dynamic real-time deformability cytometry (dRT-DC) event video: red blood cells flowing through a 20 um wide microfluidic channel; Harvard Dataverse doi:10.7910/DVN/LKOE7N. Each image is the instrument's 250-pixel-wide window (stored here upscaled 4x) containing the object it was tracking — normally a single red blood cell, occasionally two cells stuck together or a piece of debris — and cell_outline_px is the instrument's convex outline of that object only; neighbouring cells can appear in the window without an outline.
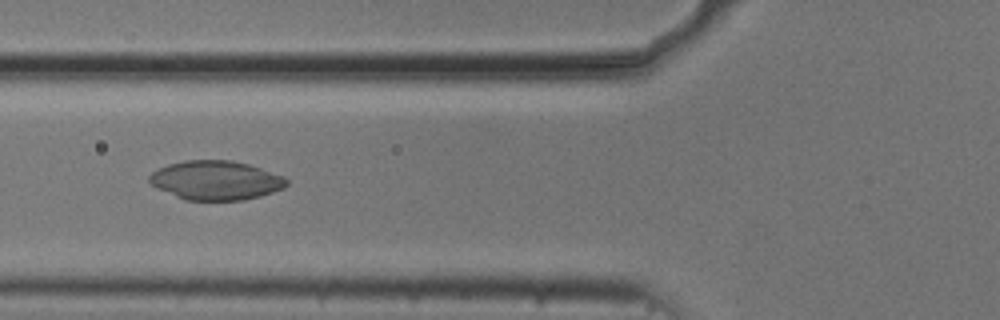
{"species": "common noctule bat (a hibernating species)", "species_latin": "Nyctalus noctula", "temperature_condition": "cold", "stored_images_in_passage": 53, "camera_frame_rate_fps": 3000, "um_per_image_px": 0.085, "animal": {"sex": "male", "body_mass_g": 20.5, "forearm_length_mm": 52.5}, "frame": {"image": 1, "passage_image": 20, "time_ms": 6.333, "image_size_px": [1000, 320], "cell_outline_px": [[288, 184], [284, 188], [260, 196], [244, 200], [184, 200], [156, 188], [148, 180], [148, 176], [152, 172], [168, 164], [184, 160], [232, 160], [248, 164], [284, 176], [288, 180]], "centroid_in_image_um": [18.34, 15.33], "position_along_channel_um": 107.5, "area_um2": 31.39}}
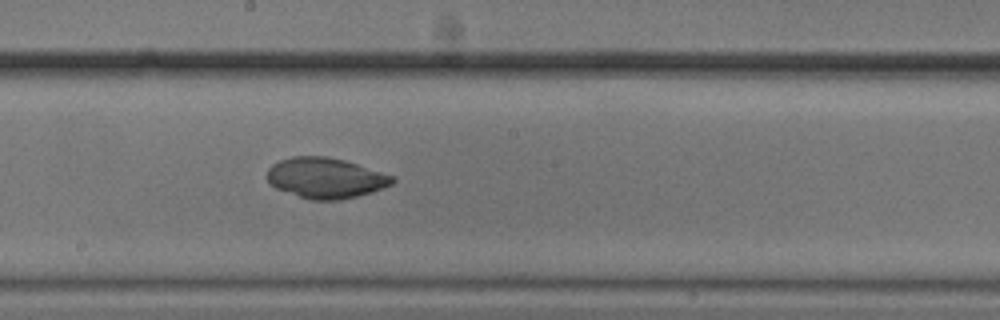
{"frame": {"image": 2, "passage_image": 29, "time_ms": 9.333, "image_size_px": [1000, 320], "cell_outline_px": [[396, 180], [392, 184], [372, 192], [340, 200], [312, 200], [276, 188], [268, 180], [268, 168], [272, 164], [280, 160], [292, 156], [324, 156], [344, 160], [396, 176]], "centroid_in_image_um": [27.71, 15.12], "position_along_channel_um": 220.5, "area_um2": 29.42}}
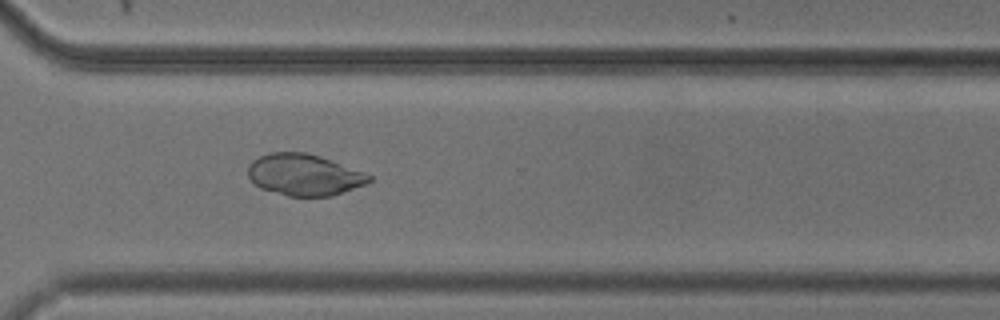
{"frame": {"image": 3, "passage_image": 39, "time_ms": 12.667, "image_size_px": [1000, 320], "cell_outline_px": [[372, 180], [364, 184], [344, 192], [332, 196], [288, 196], [260, 188], [248, 176], [248, 164], [252, 160], [268, 152], [304, 152], [320, 156], [332, 160], [372, 176]], "centroid_in_image_um": [25.82, 14.85], "position_along_channel_um": 344.8, "area_um2": 29.13}}